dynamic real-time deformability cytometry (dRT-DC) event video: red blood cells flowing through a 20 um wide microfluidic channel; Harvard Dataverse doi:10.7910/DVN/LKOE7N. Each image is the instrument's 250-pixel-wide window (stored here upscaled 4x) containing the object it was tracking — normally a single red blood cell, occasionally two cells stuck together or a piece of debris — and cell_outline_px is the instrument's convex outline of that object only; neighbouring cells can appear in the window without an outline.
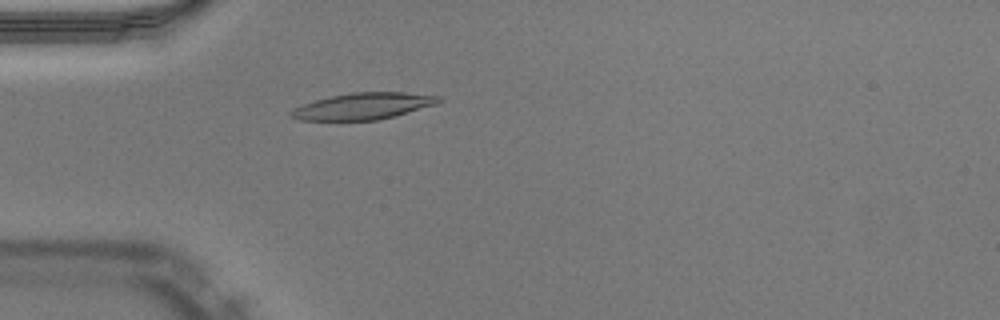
{"species": "Egyptian fruit bat (a non-hibernating species)", "species_latin": "Rousettus aegyptiacus", "temperature_condition": "warm", "stored_images_in_passage": 51, "camera_frame_rate_fps": 3000, "um_per_image_px": 0.085, "animal": {"sex": "male"}, "frame": {"image": 1, "passage_image": 15, "time_ms": 4.667, "image_size_px": [1000, 320], "cell_outline_px": [[444, 100], [436, 104], [396, 116], [376, 120], [300, 120], [288, 116], [288, 112], [292, 108], [316, 100], [332, 96], [352, 92], [404, 92], [440, 96]], "centroid_in_image_um": [30.87, 9.02], "position_along_channel_um": 54.1, "area_um2": 22.89}}
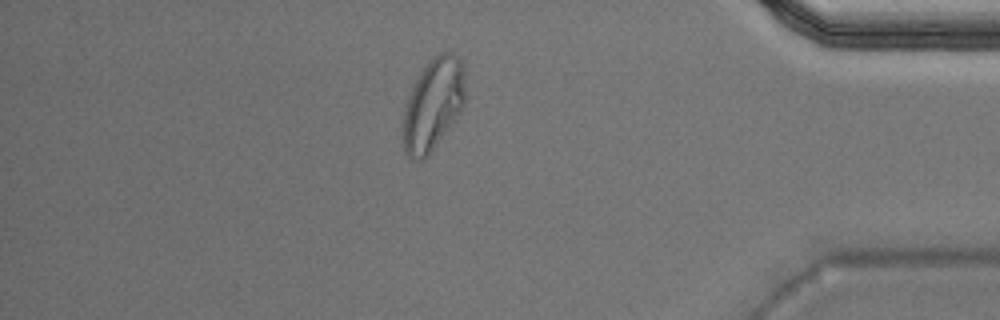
{"frame": {"image": 2, "passage_image": 44, "time_ms": 14.333, "image_size_px": [1000, 320], "cell_outline_px": [[464, 104], [460, 112], [428, 156], [420, 160], [416, 160], [408, 156], [404, 148], [404, 108], [412, 88], [416, 80], [432, 56], [440, 52], [452, 52], [460, 60], [464, 72]], "centroid_in_image_um": [36.82, 8.86], "position_along_channel_um": 398.4, "area_um2": 32.66}, "authors_computed_cell_mechanics": {"area_um2": 22.3686, "velocity_mm_per_s": 3.9723, "shape_relaxation_time_tau1_ms": null, "shape_relaxation_time_tau2_ms": 1.6266, "deformation_change_tau1": null, "deformation_change_tau2": 0.0733}}